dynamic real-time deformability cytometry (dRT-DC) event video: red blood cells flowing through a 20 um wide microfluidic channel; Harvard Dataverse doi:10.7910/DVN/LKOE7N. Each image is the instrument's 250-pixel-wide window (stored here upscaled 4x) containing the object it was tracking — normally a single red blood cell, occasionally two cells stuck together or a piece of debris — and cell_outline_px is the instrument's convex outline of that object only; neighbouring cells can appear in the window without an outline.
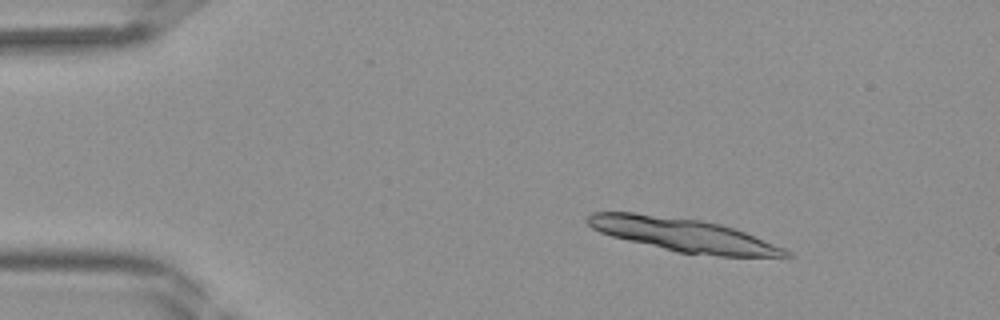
{"species": "Egyptian fruit bat (a non-hibernating species)", "species_latin": "Rousettus aegyptiacus", "temperature_condition": "room temperature", "stored_images_in_passage": 13, "camera_frame_rate_fps": 3000, "um_per_image_px": 0.085, "frame": {"image": 1, "passage_image": 1, "time_ms": 0.0, "image_size_px": [1000, 320], "cell_outline_px": [[792, 256], [720, 256], [680, 252], [628, 240], [612, 236], [600, 232], [592, 228], [584, 220], [592, 212], [636, 212], [704, 220], [720, 224], [744, 232], [784, 248], [792, 252]], "centroid_in_image_um": [58.03, 19.94], "position_along_channel_um": 27.0, "area_um2": 38.03}}